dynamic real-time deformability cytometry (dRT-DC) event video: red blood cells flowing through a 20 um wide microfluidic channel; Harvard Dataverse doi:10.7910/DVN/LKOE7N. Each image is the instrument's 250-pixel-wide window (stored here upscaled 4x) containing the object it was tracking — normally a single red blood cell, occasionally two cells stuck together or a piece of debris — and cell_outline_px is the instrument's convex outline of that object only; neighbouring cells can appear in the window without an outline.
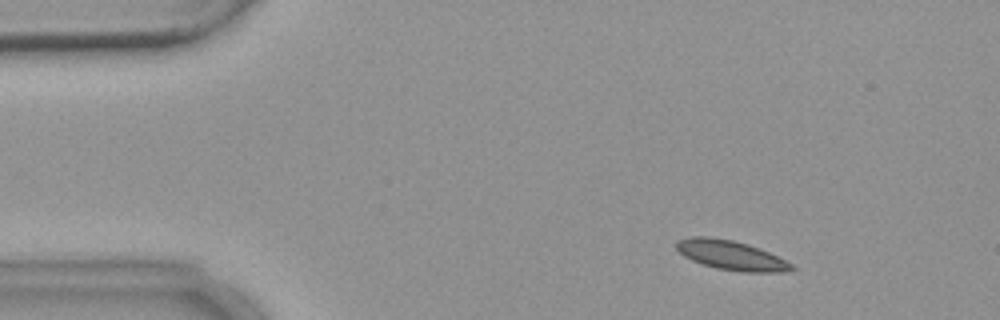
{"species": "common noctule bat (a hibernating species)", "species_latin": "Nyctalus noctula", "temperature_condition": "warm", "stored_images_in_passage": 4, "camera_frame_rate_fps": 3000, "um_per_image_px": 0.085, "animal": {"sex": "female", "body_mass_g": 18.4}, "frame": {"image": 1, "passage_image": 2, "time_ms": 1.0, "image_size_px": [1000, 320], "cell_outline_px": [[796, 268], [784, 272], [744, 272], [716, 268], [692, 260], [684, 256], [676, 248], [676, 240], [692, 236], [708, 236], [732, 240], [748, 244], [768, 252], [792, 264]], "centroid_in_image_um": [62.11, 21.69], "position_along_channel_um": 22.9, "area_um2": 19.59}}